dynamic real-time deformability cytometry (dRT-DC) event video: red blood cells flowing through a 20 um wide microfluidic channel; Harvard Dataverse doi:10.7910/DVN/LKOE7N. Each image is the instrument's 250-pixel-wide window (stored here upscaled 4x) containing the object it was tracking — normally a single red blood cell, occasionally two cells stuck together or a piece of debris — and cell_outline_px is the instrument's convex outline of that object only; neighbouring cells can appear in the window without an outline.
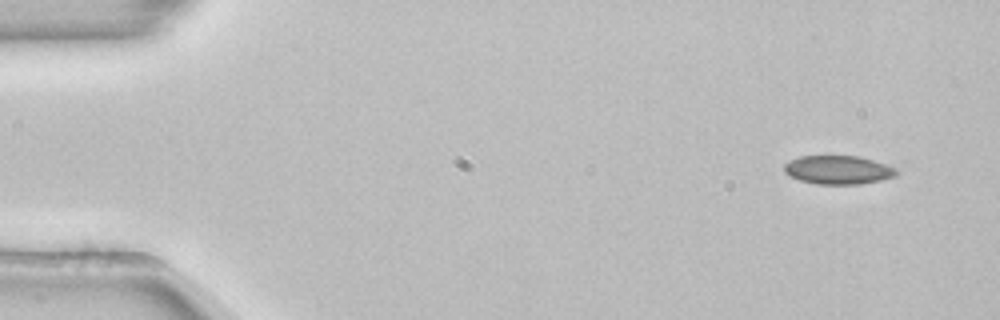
{"species": "common noctule bat (a hibernating species)", "species_latin": "Nyctalus noctula", "temperature_condition": "room temperature", "stored_images_in_passage": 50, "camera_frame_rate_fps": 3000, "um_per_image_px": 0.085, "animal": {"sex": "female", "body_mass_g": 22.7, "forearm_length_mm": 54.2}, "frame": {"image": 1, "passage_image": 1, "time_ms": 0.0, "image_size_px": [1000, 320], "cell_outline_px": [[900, 172], [896, 176], [880, 180], [860, 184], [816, 184], [800, 180], [788, 176], [784, 172], [784, 164], [800, 156], [860, 156], [896, 168]], "centroid_in_image_um": [71.24, 14.44], "position_along_channel_um": 13.8, "area_um2": 18.73}}
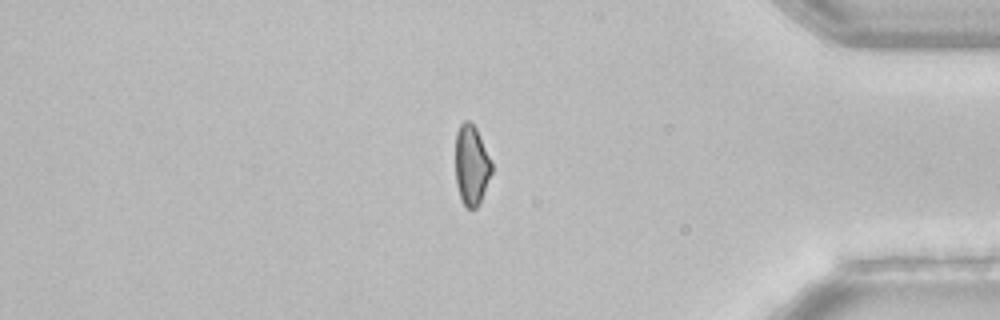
{"frame": {"image": 2, "passage_image": 42, "time_ms": 13.667, "image_size_px": [1000, 320], "cell_outline_px": [[492, 172], [480, 200], [476, 208], [468, 208], [464, 204], [460, 196], [456, 184], [456, 132], [460, 124], [464, 120], [468, 120], [476, 128], [492, 164]], "centroid_in_image_um": [40.06, 14.01], "position_along_channel_um": 395.1, "area_um2": 16.53}}
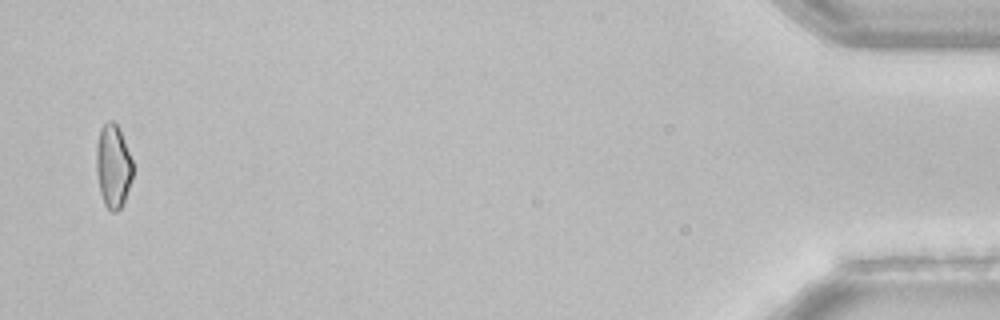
{"frame": {"image": 3, "passage_image": 49, "time_ms": 16.0, "image_size_px": [1000, 320], "cell_outline_px": [[132, 176], [124, 200], [120, 208], [116, 212], [112, 212], [104, 204], [100, 192], [96, 172], [96, 144], [100, 128], [108, 120], [112, 120], [120, 128], [132, 160]], "centroid_in_image_um": [9.59, 14.08], "position_along_channel_um": 425.6, "area_um2": 17.74}}